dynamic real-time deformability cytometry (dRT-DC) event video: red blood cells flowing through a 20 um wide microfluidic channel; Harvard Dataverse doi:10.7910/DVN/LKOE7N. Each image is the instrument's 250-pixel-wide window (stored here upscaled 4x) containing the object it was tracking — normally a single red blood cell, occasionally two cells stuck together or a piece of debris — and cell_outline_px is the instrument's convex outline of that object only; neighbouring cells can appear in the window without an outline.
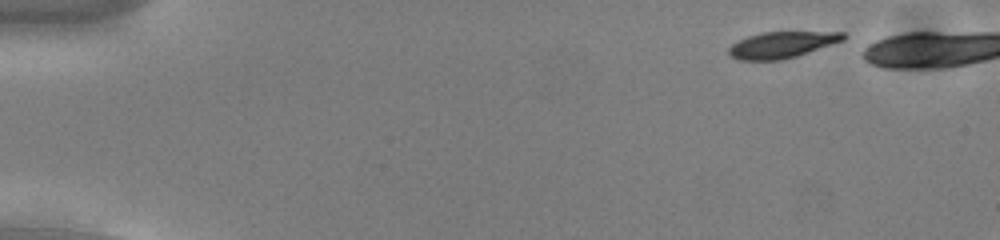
{"species": "common noctule bat (a hibernating species)", "species_latin": "Nyctalus noctula", "temperature_condition": "cold", "stored_images_in_passage": 3, "camera_frame_rate_fps": 3000, "um_per_image_px": 0.085, "animal": {"sex": "male", "body_mass_g": 13.0, "forearm_length_mm": 53.1}, "frame": {"image": 1, "passage_image": 1, "time_ms": 0.0, "image_size_px": [1000, 240], "cell_outline_px": [[844, 40], [796, 56], [780, 60], [736, 60], [728, 56], [728, 48], [732, 44], [748, 36], [764, 32], [844, 32]], "centroid_in_image_um": [66.4, 3.82], "position_along_channel_um": 18.6, "area_um2": 17.4}}